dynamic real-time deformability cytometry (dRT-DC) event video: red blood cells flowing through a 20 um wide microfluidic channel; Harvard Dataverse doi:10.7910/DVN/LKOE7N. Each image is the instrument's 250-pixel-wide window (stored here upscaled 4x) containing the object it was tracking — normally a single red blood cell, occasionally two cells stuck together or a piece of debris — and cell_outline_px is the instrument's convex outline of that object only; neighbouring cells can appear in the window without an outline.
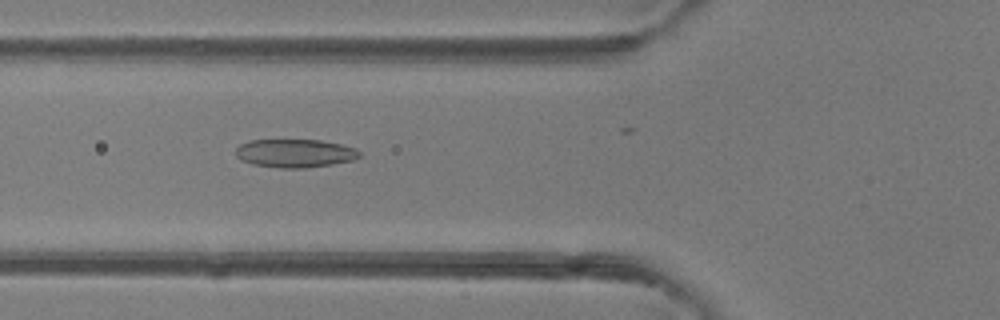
{"species": "common noctule bat (a hibernating species)", "species_latin": "Nyctalus noctula", "temperature_condition": "room temperature", "stored_images_in_passage": 26, "camera_frame_rate_fps": 3000, "um_per_image_px": 0.085, "animal": {"sex": "female"}, "frame": {"image": 1, "passage_image": 7, "time_ms": 2.0, "image_size_px": [1000, 320], "cell_outline_px": [[360, 156], [352, 160], [332, 164], [304, 168], [280, 168], [252, 164], [240, 160], [236, 156], [236, 148], [240, 144], [248, 140], [320, 140], [340, 144], [356, 148], [360, 152]], "centroid_in_image_um": [25.04, 13.02], "position_along_channel_um": 100.8, "area_um2": 20.46}}
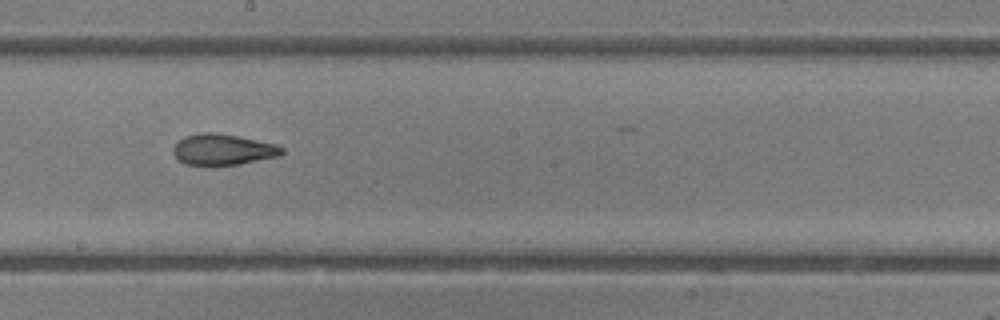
{"frame": {"image": 2, "passage_image": 16, "time_ms": 5.0, "image_size_px": [1000, 320], "cell_outline_px": [[284, 152], [280, 156], [240, 164], [184, 164], [172, 152], [172, 148], [184, 136], [200, 132], [212, 132], [240, 136], [276, 144], [284, 148]], "centroid_in_image_um": [18.98, 12.69], "position_along_channel_um": 229.2, "area_um2": 19.54}}
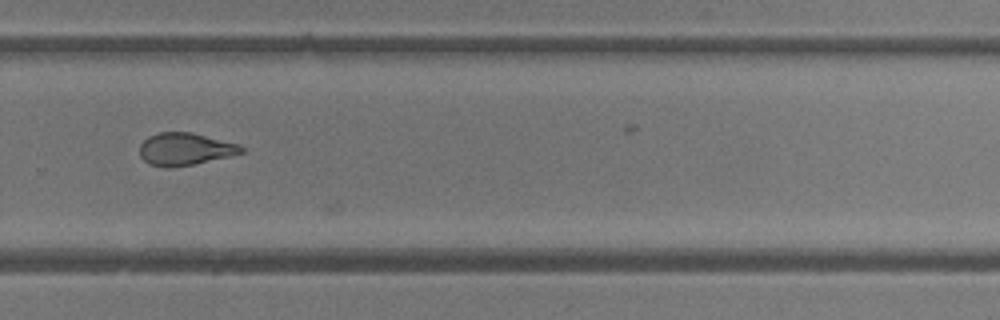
{"frame": {"image": 3, "passage_image": 22, "time_ms": 7.0, "image_size_px": [1000, 320], "cell_outline_px": [[244, 152], [232, 156], [192, 164], [168, 168], [148, 164], [140, 156], [140, 144], [148, 136], [160, 132], [192, 132], [240, 144], [244, 148]], "centroid_in_image_um": [15.74, 12.67], "position_along_channel_um": 314.1, "area_um2": 19.31}}